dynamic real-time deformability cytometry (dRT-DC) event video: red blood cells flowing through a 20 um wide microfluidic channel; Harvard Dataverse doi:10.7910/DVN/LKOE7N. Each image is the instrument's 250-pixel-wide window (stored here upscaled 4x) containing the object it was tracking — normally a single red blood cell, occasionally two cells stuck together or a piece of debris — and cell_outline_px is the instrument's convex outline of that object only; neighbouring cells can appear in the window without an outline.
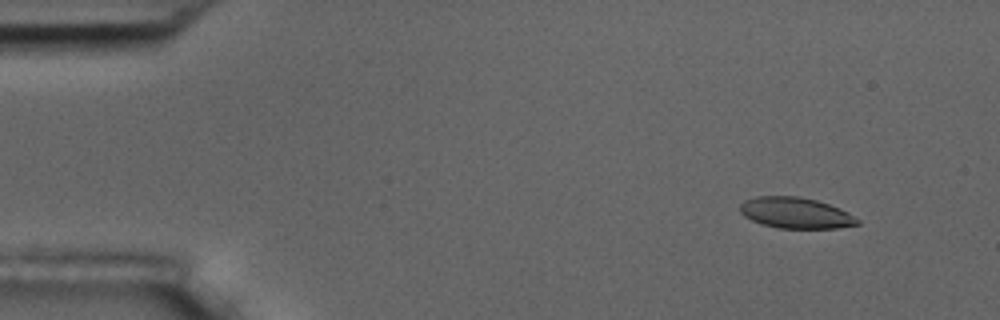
{"species": "common noctule bat (a hibernating species)", "species_latin": "Nyctalus noctula", "temperature_condition": "room temperature", "stored_images_in_passage": 5, "camera_frame_rate_fps": 3000, "um_per_image_px": 0.085, "animal": {"sex": "male", "body_mass_g": 17.5, "forearm_length_mm": 52.3}, "frame": {"image": 1, "passage_image": 2, "time_ms": 1.0, "image_size_px": [1000, 320], "cell_outline_px": [[860, 224], [836, 228], [776, 228], [760, 224], [744, 216], [740, 212], [740, 204], [744, 200], [756, 196], [800, 196], [816, 200], [840, 208], [848, 212], [860, 220]], "centroid_in_image_um": [67.62, 18.1], "position_along_channel_um": 17.4, "area_um2": 21.33}}
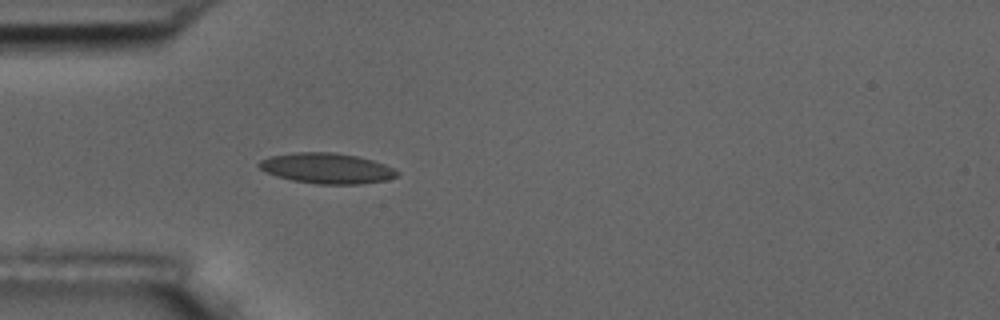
{"frame": {"image": 2, "passage_image": 5, "time_ms": 4.667, "image_size_px": [1000, 320], "cell_outline_px": [[400, 172], [396, 176], [384, 180], [360, 184], [316, 184], [292, 180], [276, 176], [260, 168], [256, 164], [260, 160], [268, 156], [296, 152], [332, 152], [356, 156], [372, 160], [384, 164]], "centroid_in_image_um": [27.74, 14.3], "position_along_channel_um": 57.3, "area_um2": 24.39}}